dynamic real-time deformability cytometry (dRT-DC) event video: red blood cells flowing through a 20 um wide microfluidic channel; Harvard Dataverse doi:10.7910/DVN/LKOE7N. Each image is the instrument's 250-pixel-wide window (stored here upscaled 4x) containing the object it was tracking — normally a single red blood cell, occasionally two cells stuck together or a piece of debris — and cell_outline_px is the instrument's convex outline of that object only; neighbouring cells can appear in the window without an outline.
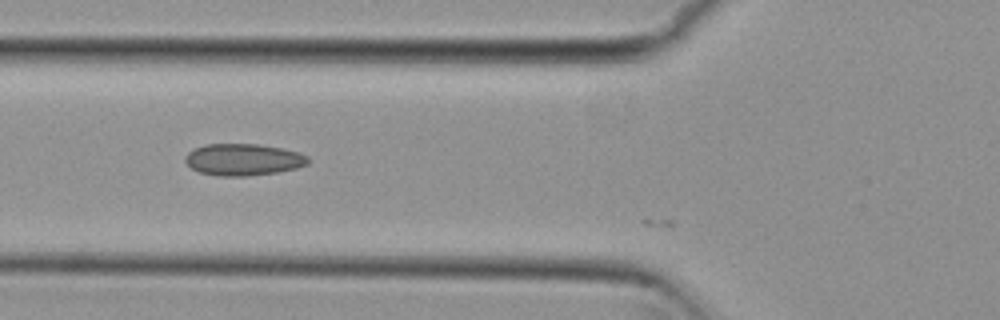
{"species": "common noctule bat (a hibernating species)", "species_latin": "Nyctalus noctula", "temperature_condition": "cold", "stored_images_in_passage": 5, "camera_frame_rate_fps": 3000, "um_per_image_px": 0.085, "animal": {"sex": "female", "body_mass_g": 29.2, "forearm_length_mm": 56.3}, "frame": {"image": 1, "passage_image": 3, "time_ms": 0.667, "image_size_px": [1000, 320], "cell_outline_px": [[308, 164], [296, 168], [276, 172], [248, 176], [220, 176], [200, 172], [192, 168], [184, 160], [184, 156], [192, 148], [204, 144], [260, 144], [284, 148], [308, 156]], "centroid_in_image_um": [20.65, 13.55], "position_along_channel_um": 105.2, "area_um2": 22.83}}